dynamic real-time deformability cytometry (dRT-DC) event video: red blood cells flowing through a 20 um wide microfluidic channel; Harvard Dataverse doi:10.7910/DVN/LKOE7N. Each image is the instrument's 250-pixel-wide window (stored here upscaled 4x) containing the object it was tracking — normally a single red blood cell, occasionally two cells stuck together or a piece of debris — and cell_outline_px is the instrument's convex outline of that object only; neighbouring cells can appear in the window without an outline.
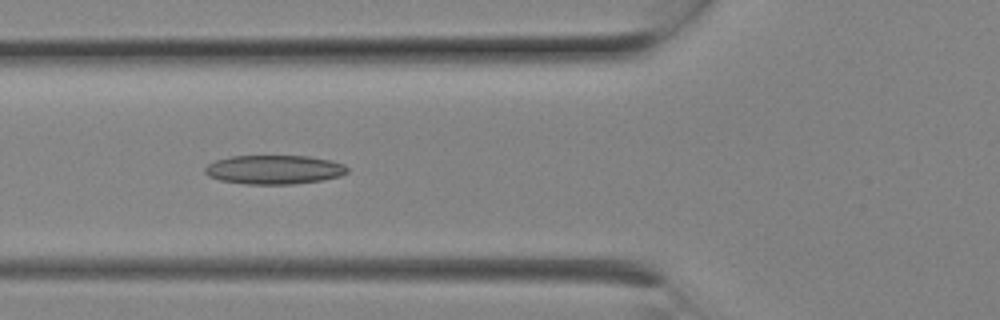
{"species": "Egyptian fruit bat (a non-hibernating species)", "species_latin": "Rousettus aegyptiacus", "temperature_condition": "room temperature", "stored_images_in_passage": 9, "camera_frame_rate_fps": 3000, "um_per_image_px": 0.085, "animal": {"sex": "female"}, "frame": {"image": 1, "passage_image": 8, "time_ms": 2.333, "image_size_px": [1000, 320], "cell_outline_px": [[348, 172], [340, 176], [320, 180], [292, 184], [248, 184], [220, 180], [208, 176], [204, 172], [204, 168], [208, 164], [216, 160], [232, 156], [308, 156], [332, 160], [344, 164], [348, 168]], "centroid_in_image_um": [23.31, 14.41], "position_along_channel_um": 102.5, "area_um2": 24.04}}
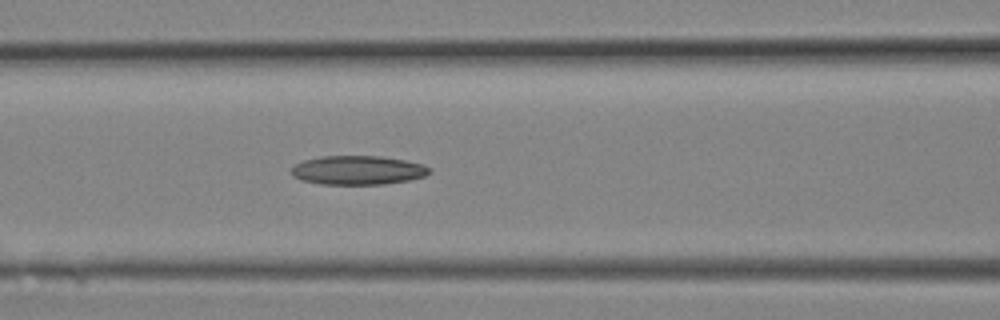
{"frame": {"image": 2, "passage_image": 9, "time_ms": 2.667, "image_size_px": [1000, 320], "cell_outline_px": [[432, 172], [424, 176], [408, 180], [384, 184], [320, 184], [300, 180], [292, 176], [292, 168], [296, 164], [304, 160], [320, 156], [380, 156], [404, 160], [424, 164], [432, 168]], "centroid_in_image_um": [30.43, 14.46], "position_along_channel_um": 136.2, "area_um2": 23.41}}